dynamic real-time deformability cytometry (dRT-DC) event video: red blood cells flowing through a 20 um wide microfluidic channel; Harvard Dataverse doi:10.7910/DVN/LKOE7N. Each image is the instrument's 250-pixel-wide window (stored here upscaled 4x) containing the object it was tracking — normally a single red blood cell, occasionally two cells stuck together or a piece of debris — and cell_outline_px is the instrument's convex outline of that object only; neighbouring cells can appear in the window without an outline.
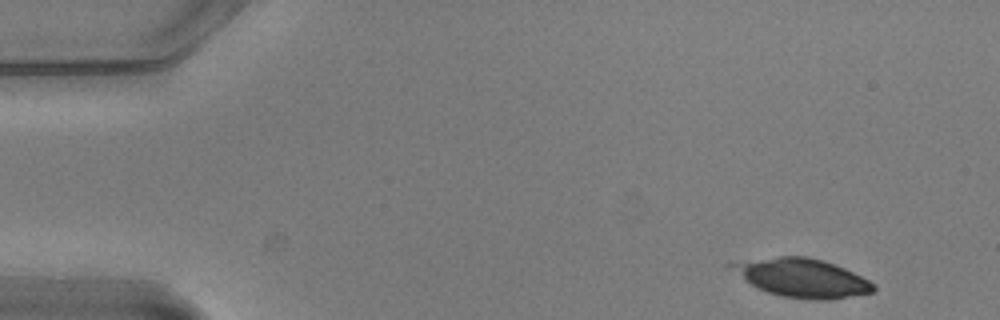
{"species": "common noctule bat (a hibernating species)", "species_latin": "Nyctalus noctula", "temperature_condition": "warm", "stored_images_in_passage": 17, "camera_frame_rate_fps": 3000, "um_per_image_px": 0.085, "animal": {"sex": "male", "body_mass_g": 20.5, "forearm_length_mm": 52.5}, "frame": {"image": 1, "passage_image": 1, "time_ms": 0.0, "image_size_px": [1000, 320], "cell_outline_px": [[876, 288], [872, 292], [828, 300], [816, 300], [780, 296], [756, 288], [724, 264], [780, 256], [808, 256], [824, 260], [844, 268], [876, 284]], "centroid_in_image_um": [68.17, 23.62], "position_along_channel_um": 16.8, "area_um2": 31.67}}